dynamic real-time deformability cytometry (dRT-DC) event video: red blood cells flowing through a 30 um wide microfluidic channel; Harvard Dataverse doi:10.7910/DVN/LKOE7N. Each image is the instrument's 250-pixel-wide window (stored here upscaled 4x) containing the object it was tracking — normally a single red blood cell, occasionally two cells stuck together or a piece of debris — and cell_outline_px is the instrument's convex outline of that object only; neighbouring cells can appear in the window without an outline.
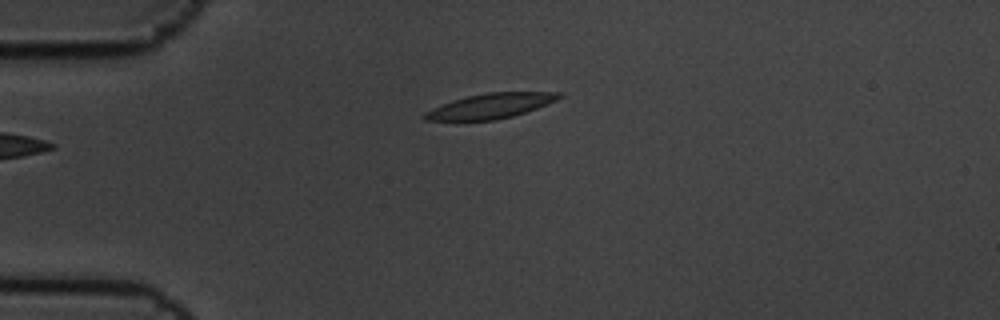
{"species": "common noctule bat (a hibernating species)", "species_latin": "Nyctalus noctula", "temperature_condition": "cold", "stored_images_in_passage": 3, "camera_frame_rate_fps": 3000, "um_per_image_px": 0.085, "animal": {"sex": "male", "body_mass_g": 19.5, "forearm_length_mm": 54.6}, "frame": {"image": 1, "passage_image": 1, "time_ms": 0.0, "image_size_px": [1000, 320], "cell_outline_px": [[564, 96], [556, 100], [536, 108], [512, 116], [496, 120], [424, 120], [420, 116], [424, 112], [432, 108], [468, 96], [488, 92], [560, 92]], "centroid_in_image_um": [41.69, 9.01], "position_along_channel_um": 43.3, "area_um2": 19.25}}
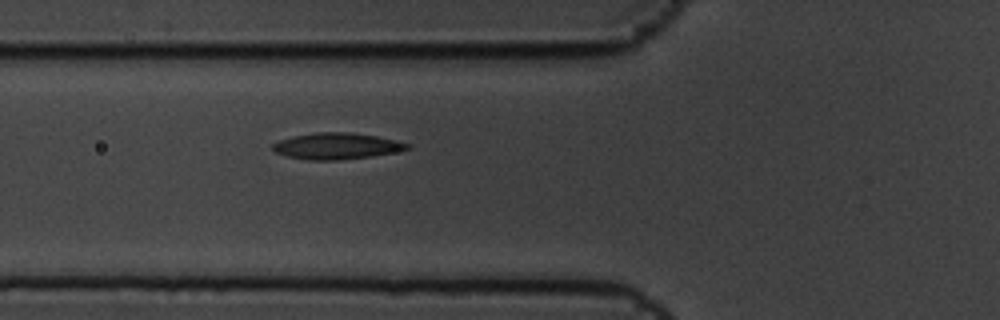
{"frame": {"image": 2, "passage_image": 3, "time_ms": 0.667, "image_size_px": [1000, 320], "cell_outline_px": [[412, 148], [396, 152], [372, 156], [336, 160], [308, 160], [288, 156], [276, 152], [272, 148], [272, 144], [280, 140], [292, 136], [316, 132], [348, 132], [376, 136], [396, 140], [412, 144]], "centroid_in_image_um": [28.65, 12.41], "position_along_channel_um": 97.1, "area_um2": 20.63}}